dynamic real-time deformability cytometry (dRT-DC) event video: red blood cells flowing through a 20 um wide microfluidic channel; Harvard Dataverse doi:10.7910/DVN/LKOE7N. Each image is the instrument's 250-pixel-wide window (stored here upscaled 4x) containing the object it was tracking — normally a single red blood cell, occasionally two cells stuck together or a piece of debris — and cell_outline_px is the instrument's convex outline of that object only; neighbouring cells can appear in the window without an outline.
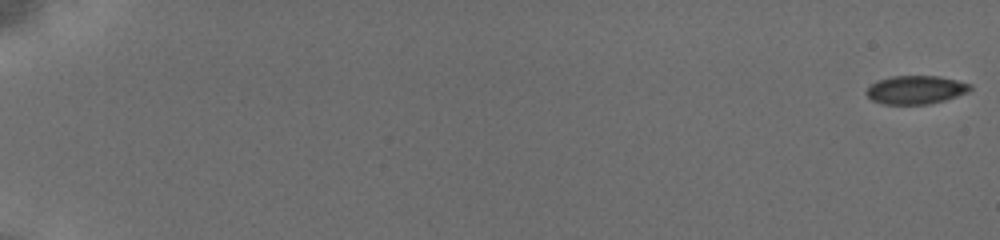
{"species": "common noctule bat (a hibernating species)", "species_latin": "Nyctalus noctula", "temperature_condition": "cold", "stored_images_in_passage": 32, "camera_frame_rate_fps": 3000, "um_per_image_px": 0.085, "animal": {"sex": "female", "body_mass_g": 19.5, "forearm_length_mm": 54.1}, "frame": {"image": 1, "passage_image": 1, "time_ms": 0.0, "image_size_px": [1000, 240], "cell_outline_px": [[972, 88], [964, 92], [940, 100], [924, 104], [888, 104], [872, 100], [868, 96], [868, 88], [872, 84], [880, 80], [892, 76], [936, 76], [968, 84]], "centroid_in_image_um": [77.76, 7.62], "position_along_channel_um": 7.2, "area_um2": 16.18}}
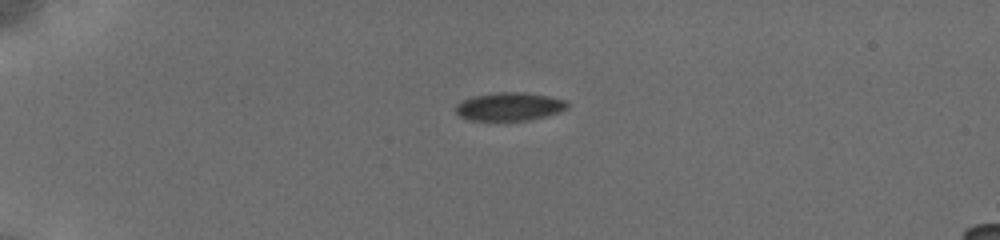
{"frame": {"image": 2, "passage_image": 25, "time_ms": 5.0, "image_size_px": [1000, 240], "cell_outline_px": [[568, 104], [564, 108], [556, 112], [544, 116], [524, 120], [472, 120], [460, 116], [456, 112], [456, 108], [464, 100], [476, 96], [496, 92], [520, 92], [544, 96], [564, 100]], "centroid_in_image_um": [43.26, 9.06], "position_along_channel_um": 41.7, "area_um2": 17.51}}